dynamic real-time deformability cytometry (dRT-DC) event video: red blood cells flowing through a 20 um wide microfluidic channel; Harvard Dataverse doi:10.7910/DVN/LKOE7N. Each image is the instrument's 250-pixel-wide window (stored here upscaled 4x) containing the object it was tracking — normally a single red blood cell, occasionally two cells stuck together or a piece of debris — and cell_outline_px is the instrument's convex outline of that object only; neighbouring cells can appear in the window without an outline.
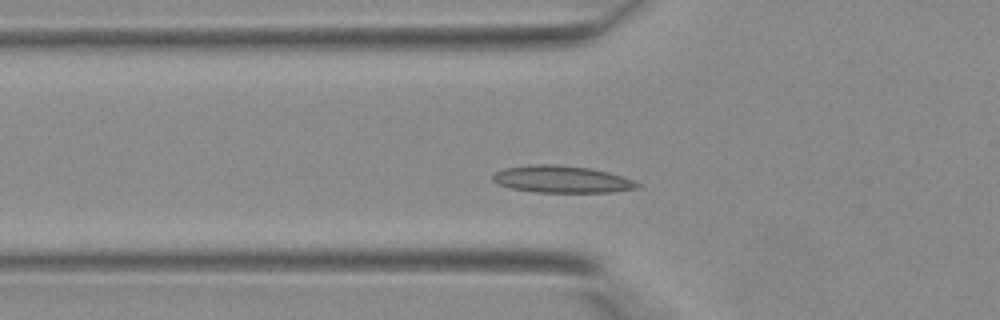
{"species": "Egyptian fruit bat (a non-hibernating species)", "species_latin": "Rousettus aegyptiacus", "temperature_condition": "warm", "stored_images_in_passage": 19, "camera_frame_rate_fps": 3000, "um_per_image_px": 0.085, "animal": {"sex": "female"}, "frame": {"image": 1, "passage_image": 5, "time_ms": 1.333, "image_size_px": [1000, 320], "cell_outline_px": [[640, 188], [612, 192], [536, 192], [512, 188], [500, 184], [492, 180], [492, 176], [496, 172], [504, 168], [536, 164], [556, 164], [588, 168], [608, 172], [632, 180], [640, 184]], "centroid_in_image_um": [47.76, 15.24], "position_along_channel_um": 78.0, "area_um2": 22.54}}
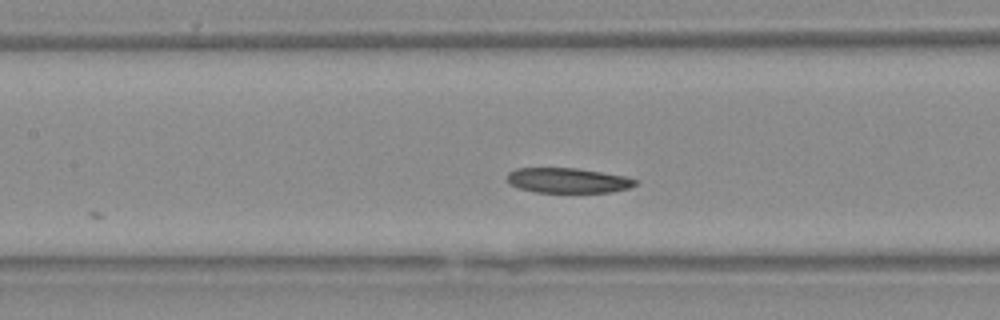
{"frame": {"image": 2, "passage_image": 10, "time_ms": 3.0, "image_size_px": [1000, 320], "cell_outline_px": [[636, 184], [628, 188], [612, 192], [536, 192], [516, 188], [508, 184], [508, 172], [516, 168], [576, 168], [624, 176], [636, 180]], "centroid_in_image_um": [48.2, 15.34], "position_along_channel_um": 159.2, "area_um2": 18.61}}
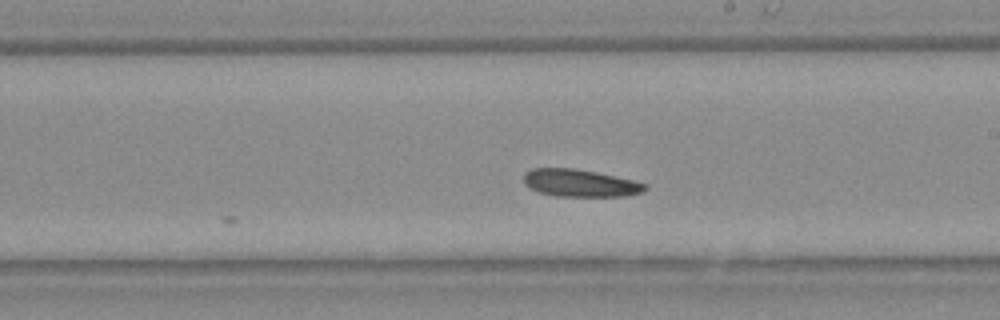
{"frame": {"image": 3, "passage_image": 15, "time_ms": 4.667, "image_size_px": [1000, 320], "cell_outline_px": [[648, 188], [644, 192], [624, 196], [556, 196], [540, 192], [524, 184], [524, 172], [532, 168], [572, 168], [596, 172], [636, 180], [648, 184]], "centroid_in_image_um": [49.36, 15.55], "position_along_channel_um": 239.6, "area_um2": 19.48}}